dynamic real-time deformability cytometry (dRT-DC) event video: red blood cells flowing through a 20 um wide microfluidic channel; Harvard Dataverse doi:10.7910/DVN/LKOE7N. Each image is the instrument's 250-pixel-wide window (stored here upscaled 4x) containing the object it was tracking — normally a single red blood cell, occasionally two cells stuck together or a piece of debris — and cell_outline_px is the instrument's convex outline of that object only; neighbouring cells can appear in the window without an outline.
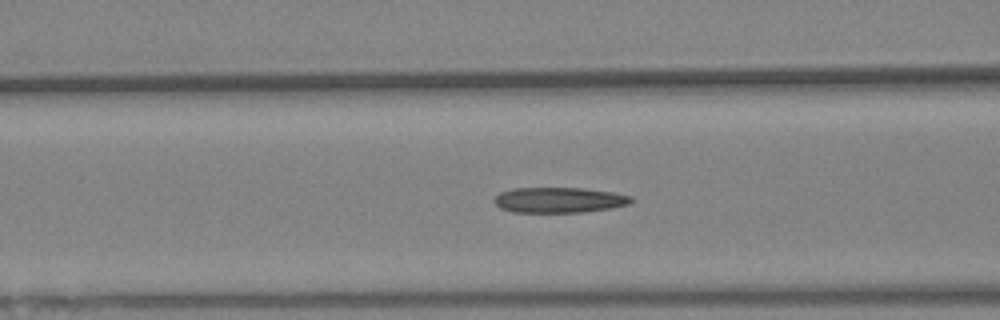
{"species": "Egyptian fruit bat (a non-hibernating species)", "species_latin": "Rousettus aegyptiacus", "temperature_condition": "warm", "stored_images_in_passage": 47, "camera_frame_rate_fps": 3000, "um_per_image_px": 0.085, "animal": {"sex": "female"}, "frame": {"image": 1, "passage_image": 24, "time_ms": 7.667, "image_size_px": [1000, 320], "cell_outline_px": [[636, 200], [628, 204], [612, 208], [584, 212], [512, 212], [500, 208], [492, 200], [500, 192], [512, 188], [584, 188], [612, 192], [632, 196]], "centroid_in_image_um": [47.54, 17.0], "position_along_channel_um": 119.1, "area_um2": 20.46}}
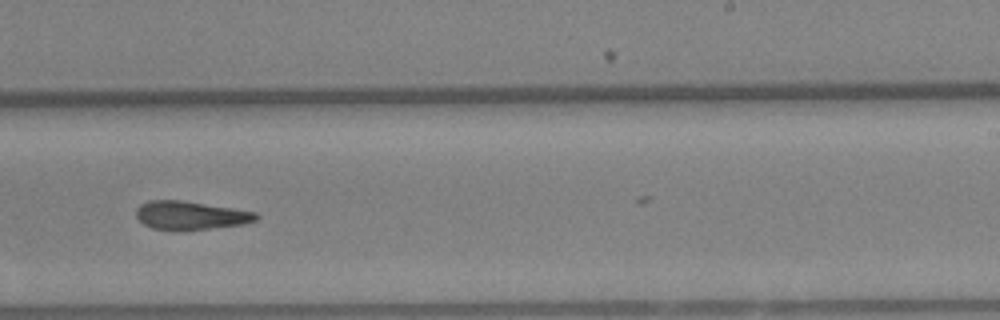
{"frame": {"image": 2, "passage_image": 37, "time_ms": 12.0, "image_size_px": [1000, 320], "cell_outline_px": [[260, 216], [256, 220], [240, 224], [212, 228], [180, 232], [176, 232], [152, 228], [144, 224], [136, 216], [136, 208], [140, 204], [148, 200], [180, 200], [232, 208], [256, 212]], "centroid_in_image_um": [16.14, 18.32], "position_along_channel_um": 272.9, "area_um2": 20.11}}
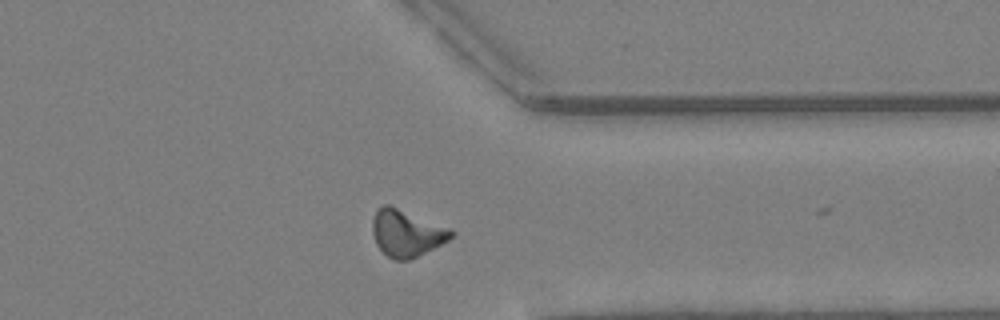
{"frame": {"image": 3, "passage_image": 46, "time_ms": 15.0, "image_size_px": [1000, 320], "cell_outline_px": [[452, 236], [448, 240], [408, 260], [396, 260], [388, 256], [376, 244], [372, 232], [372, 220], [376, 212], [384, 204], [388, 204], [448, 228], [452, 232]], "centroid_in_image_um": [34.5, 19.81], "position_along_channel_um": 376.9, "area_um2": 20.69}}